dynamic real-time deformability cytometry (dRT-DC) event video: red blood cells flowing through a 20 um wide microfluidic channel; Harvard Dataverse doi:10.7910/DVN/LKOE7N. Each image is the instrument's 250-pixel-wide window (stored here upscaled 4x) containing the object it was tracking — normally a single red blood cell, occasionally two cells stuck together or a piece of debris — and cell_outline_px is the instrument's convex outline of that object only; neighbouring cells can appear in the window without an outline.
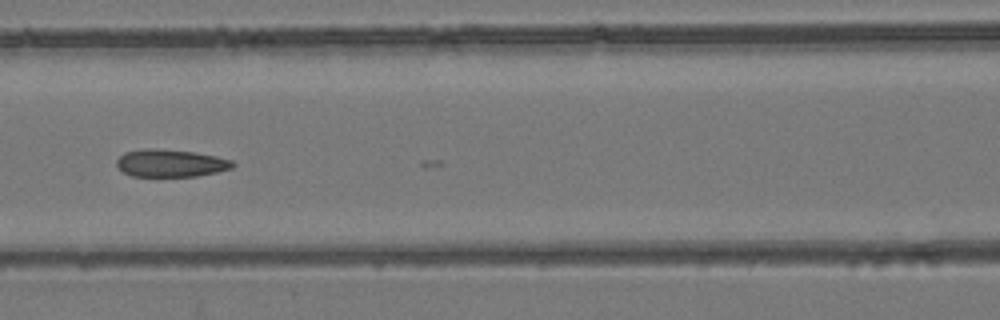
{"species": "common noctule bat (a hibernating species)", "species_latin": "Nyctalus noctula", "temperature_condition": "room temperature", "stored_images_in_passage": 7, "camera_frame_rate_fps": 3000, "um_per_image_px": 0.085, "animal": {"sex": "female", "body_mass_g": 24.6, "forearm_length_mm": 56.2}, "frame": {"image": 1, "passage_image": 7, "time_ms": 7.0, "image_size_px": [1000, 320], "cell_outline_px": [[236, 164], [232, 168], [216, 172], [196, 176], [132, 176], [124, 172], [116, 164], [116, 160], [124, 152], [144, 148], [156, 148], [196, 152], [216, 156], [232, 160]], "centroid_in_image_um": [14.51, 13.85], "position_along_channel_um": 152.1, "area_um2": 18.67}}